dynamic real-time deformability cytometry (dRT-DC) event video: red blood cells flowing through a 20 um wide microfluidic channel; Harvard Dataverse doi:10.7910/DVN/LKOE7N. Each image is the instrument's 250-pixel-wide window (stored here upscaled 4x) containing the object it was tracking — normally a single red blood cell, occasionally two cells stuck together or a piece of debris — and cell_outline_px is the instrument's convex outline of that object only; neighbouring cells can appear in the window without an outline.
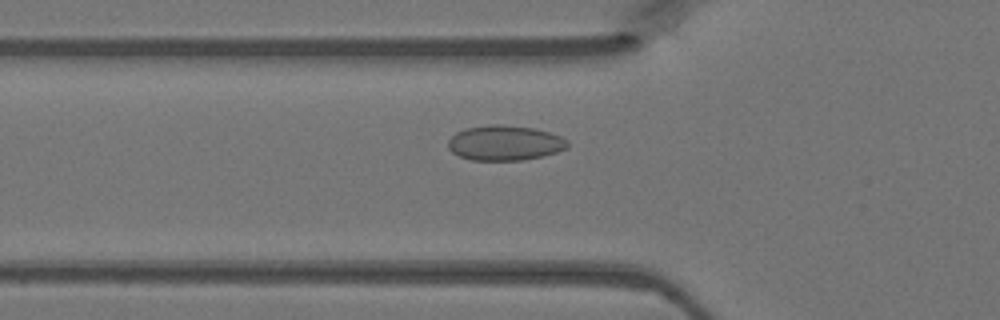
{"species": "Egyptian fruit bat (a non-hibernating species)", "species_latin": "Rousettus aegyptiacus", "temperature_condition": "warm", "stored_images_in_passage": 31, "camera_frame_rate_fps": 3000, "um_per_image_px": 0.085, "animal": {"sex": "female"}, "frame": {"image": 1, "passage_image": 3, "time_ms": 0.667, "image_size_px": [1000, 320], "cell_outline_px": [[568, 148], [556, 152], [540, 156], [520, 160], [472, 160], [460, 156], [452, 152], [448, 148], [448, 140], [456, 132], [468, 128], [492, 124], [500, 124], [536, 128], [560, 136], [568, 140]], "centroid_in_image_um": [42.91, 12.14], "position_along_channel_um": 82.9, "area_um2": 24.28}}
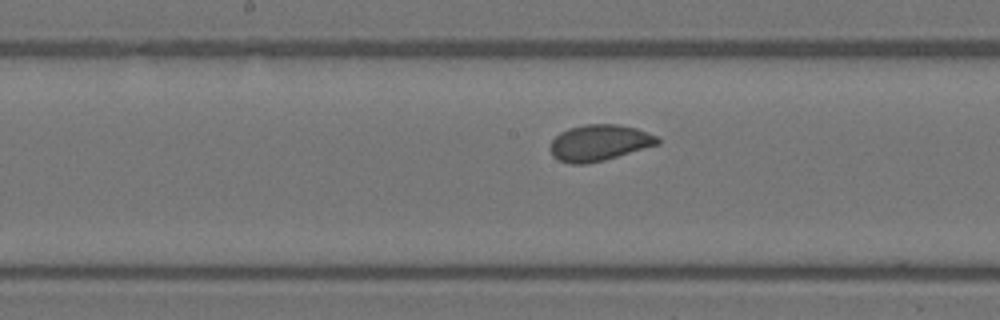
{"frame": {"image": 2, "passage_image": 11, "time_ms": 3.333, "image_size_px": [1000, 320], "cell_outline_px": [[660, 144], [604, 160], [584, 164], [572, 164], [560, 160], [552, 156], [548, 148], [552, 140], [560, 132], [568, 128], [584, 124], [616, 124], [636, 128], [656, 136], [660, 140]], "centroid_in_image_um": [50.91, 12.13], "position_along_channel_um": 197.3, "area_um2": 22.66}}
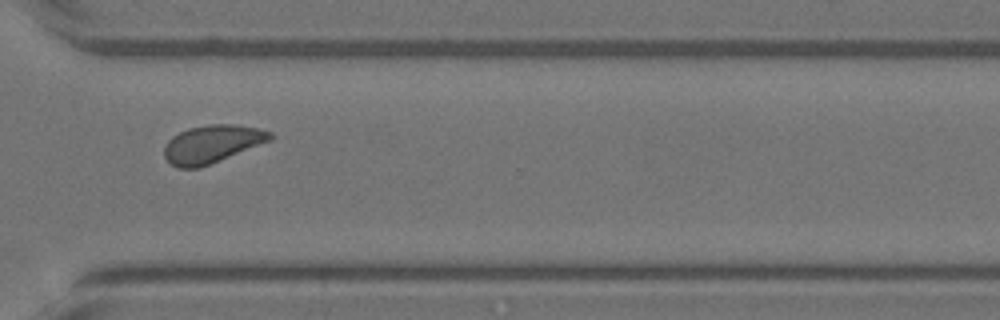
{"frame": {"image": 3, "passage_image": 22, "time_ms": 7.0, "image_size_px": [1000, 320], "cell_outline_px": [[276, 136], [272, 140], [208, 164], [196, 168], [176, 168], [164, 156], [164, 148], [168, 140], [172, 136], [188, 128], [208, 124], [236, 124], [256, 128], [272, 132]], "centroid_in_image_um": [18.03, 12.22], "position_along_channel_um": 352.6, "area_um2": 23.18}}